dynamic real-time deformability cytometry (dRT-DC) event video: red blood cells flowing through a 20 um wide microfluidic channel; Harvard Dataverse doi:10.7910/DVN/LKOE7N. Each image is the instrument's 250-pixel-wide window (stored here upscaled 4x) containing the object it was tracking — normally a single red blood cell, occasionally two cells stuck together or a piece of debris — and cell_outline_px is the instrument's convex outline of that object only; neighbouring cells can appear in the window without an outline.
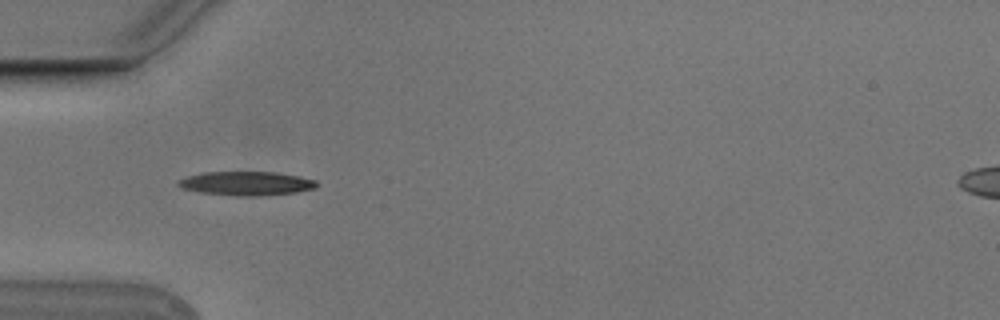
{"species": "Egyptian fruit bat (a non-hibernating species)", "species_latin": "Rousettus aegyptiacus", "temperature_condition": "cold", "stored_images_in_passage": 7, "camera_frame_rate_fps": 3000, "um_per_image_px": 0.085, "animal": {"sex": "male"}, "frame": {"image": 1, "passage_image": 5, "time_ms": 1.333, "image_size_px": [1000, 320], "cell_outline_px": [[316, 188], [296, 192], [260, 196], [236, 196], [200, 192], [184, 188], [176, 184], [176, 180], [188, 176], [204, 172], [276, 172], [300, 176], [316, 180]], "centroid_in_image_um": [20.94, 15.59], "position_along_channel_um": 64.1, "area_um2": 19.31}}
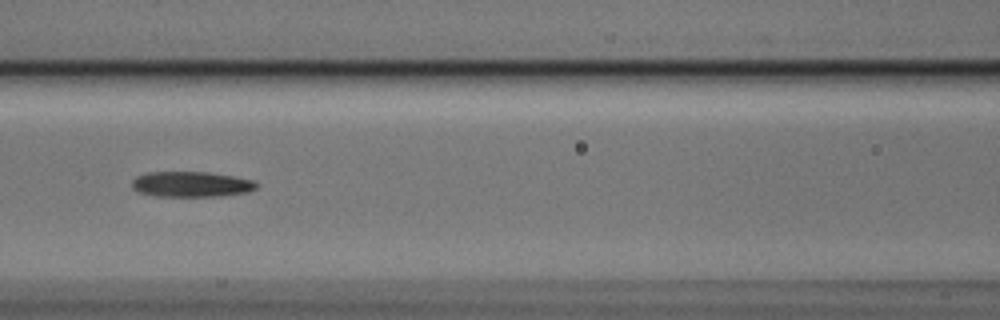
{"frame": {"image": 2, "passage_image": 7, "time_ms": 2.0, "image_size_px": [1000, 320], "cell_outline_px": [[256, 188], [248, 192], [216, 196], [156, 196], [140, 192], [132, 188], [132, 180], [136, 176], [148, 172], [208, 172], [232, 176], [252, 180], [256, 184]], "centroid_in_image_um": [16.21, 15.66], "position_along_channel_um": 150.4, "area_um2": 18.26}}